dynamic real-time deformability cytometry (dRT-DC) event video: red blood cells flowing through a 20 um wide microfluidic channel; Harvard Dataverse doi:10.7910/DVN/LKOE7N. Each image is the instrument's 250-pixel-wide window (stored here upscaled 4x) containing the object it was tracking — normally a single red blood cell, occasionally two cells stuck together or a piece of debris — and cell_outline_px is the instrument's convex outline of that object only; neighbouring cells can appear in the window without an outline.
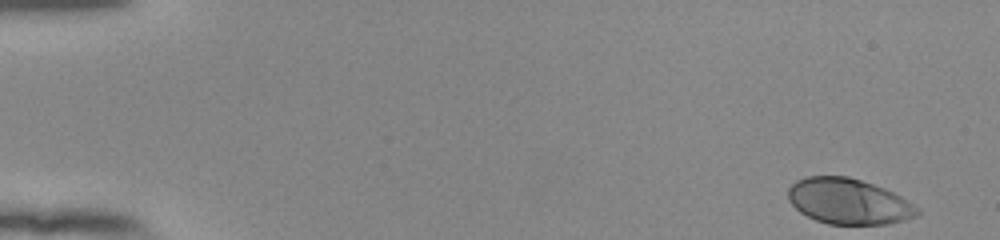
{"species": "human", "species_latin": "Homo sapiens", "temperature_condition": "room temperature", "stored_images_in_passage": 52, "camera_frame_rate_fps": 3000, "um_per_image_px": 0.085, "donor": {"sex": "female"}, "frame": {"image": 1, "passage_image": 1, "time_ms": 0.0, "image_size_px": [1000, 240], "cell_outline_px": [[920, 212], [916, 216], [904, 220], [888, 224], [828, 224], [816, 220], [800, 212], [788, 200], [788, 188], [796, 180], [808, 176], [848, 176], [884, 188], [908, 200], [920, 208]], "centroid_in_image_um": [72.13, 17.12], "position_along_channel_um": 12.9, "area_um2": 34.33}}
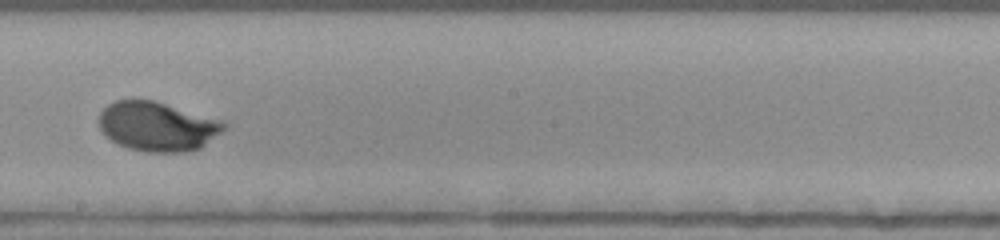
{"frame": {"image": 2, "passage_image": 30, "time_ms": 9.667, "image_size_px": [1000, 240], "cell_outline_px": [[228, 124], [220, 132], [200, 148], [184, 152], [144, 152], [128, 148], [116, 144], [100, 128], [100, 112], [108, 104], [116, 100], [152, 100], [224, 120]], "centroid_in_image_um": [13.39, 10.75], "position_along_channel_um": 234.8, "area_um2": 35.72}}
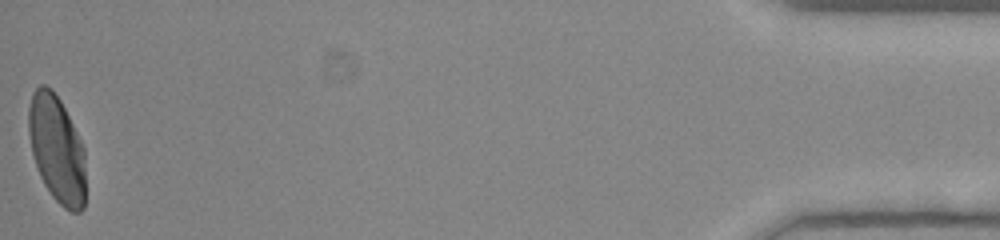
{"frame": {"image": 3, "passage_image": 52, "time_ms": 17.0, "image_size_px": [1000, 240], "cell_outline_px": [[84, 208], [80, 212], [72, 212], [64, 208], [52, 196], [44, 184], [40, 176], [32, 152], [28, 132], [28, 108], [32, 92], [40, 84], [44, 84], [52, 88], [60, 100], [84, 148]], "centroid_in_image_um": [4.81, 12.65], "position_along_channel_um": 430.4, "area_um2": 35.43}, "authors_computed_cell_mechanics": {"area_um2": 34.8823, "velocity_mm_per_s": 3.8711, "shape_relaxation_time_tau1_ms": 2.8339, "shape_relaxation_time_tau2_ms": null, "deformation_change_tau1": 0.1848, "deformation_change_tau2": null}}